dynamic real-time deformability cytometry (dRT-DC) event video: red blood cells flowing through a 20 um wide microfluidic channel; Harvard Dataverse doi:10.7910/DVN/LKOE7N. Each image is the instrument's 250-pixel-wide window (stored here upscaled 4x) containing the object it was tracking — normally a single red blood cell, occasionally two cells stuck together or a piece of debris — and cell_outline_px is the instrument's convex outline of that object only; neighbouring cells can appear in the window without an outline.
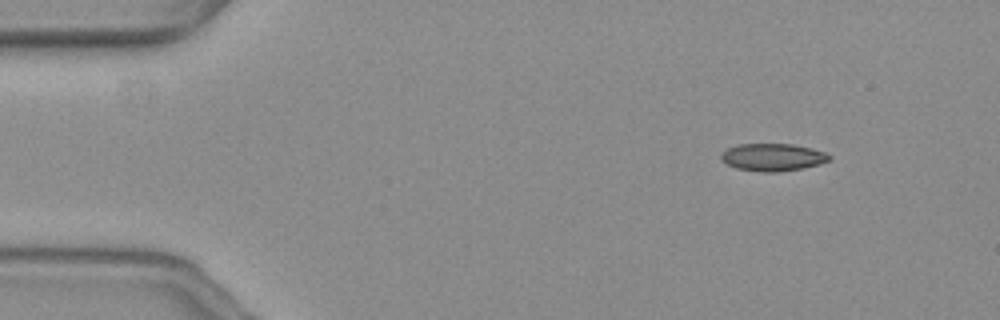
{"species": "common noctule bat (a hibernating species)", "species_latin": "Nyctalus noctula", "temperature_condition": "warm", "stored_images_in_passage": 34, "camera_frame_rate_fps": 3000, "um_per_image_px": 0.085, "animal": {"sex": "female", "body_mass_g": 19.3, "forearm_length_mm": 54.1}, "frame": {"image": 1, "passage_image": 1, "time_ms": 0.0, "image_size_px": [1000, 320], "cell_outline_px": [[832, 160], [804, 168], [776, 172], [760, 172], [736, 168], [728, 164], [720, 156], [728, 148], [740, 144], [792, 144], [812, 148], [824, 152], [832, 156]], "centroid_in_image_um": [65.74, 13.36], "position_along_channel_um": 19.3, "area_um2": 17.22}}
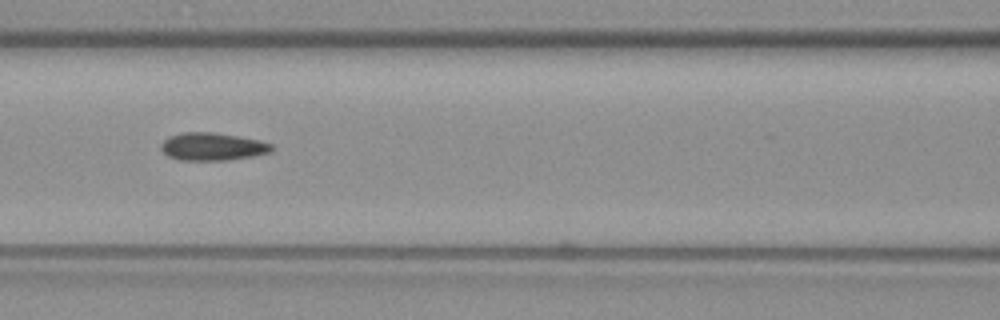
{"frame": {"image": 2, "passage_image": 19, "time_ms": 6.0, "image_size_px": [1000, 320], "cell_outline_px": [[272, 148], [268, 152], [252, 156], [228, 160], [180, 160], [168, 156], [160, 148], [160, 144], [168, 136], [184, 132], [216, 132], [260, 140], [272, 144]], "centroid_in_image_um": [18.02, 12.45], "position_along_channel_um": 148.6, "area_um2": 17.86}}
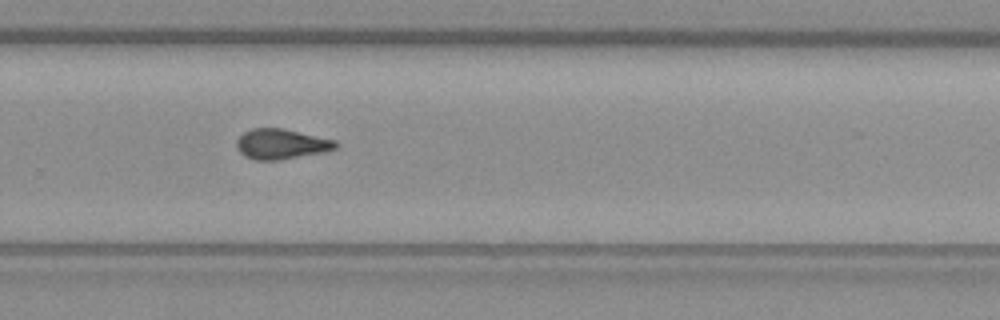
{"frame": {"image": 3, "passage_image": 32, "time_ms": 10.333, "image_size_px": [1000, 320], "cell_outline_px": [[340, 144], [336, 148], [324, 152], [280, 160], [256, 160], [244, 156], [236, 148], [236, 140], [244, 132], [252, 128], [284, 128], [336, 140]], "centroid_in_image_um": [23.92, 12.24], "position_along_channel_um": 305.9, "area_um2": 17.63}}